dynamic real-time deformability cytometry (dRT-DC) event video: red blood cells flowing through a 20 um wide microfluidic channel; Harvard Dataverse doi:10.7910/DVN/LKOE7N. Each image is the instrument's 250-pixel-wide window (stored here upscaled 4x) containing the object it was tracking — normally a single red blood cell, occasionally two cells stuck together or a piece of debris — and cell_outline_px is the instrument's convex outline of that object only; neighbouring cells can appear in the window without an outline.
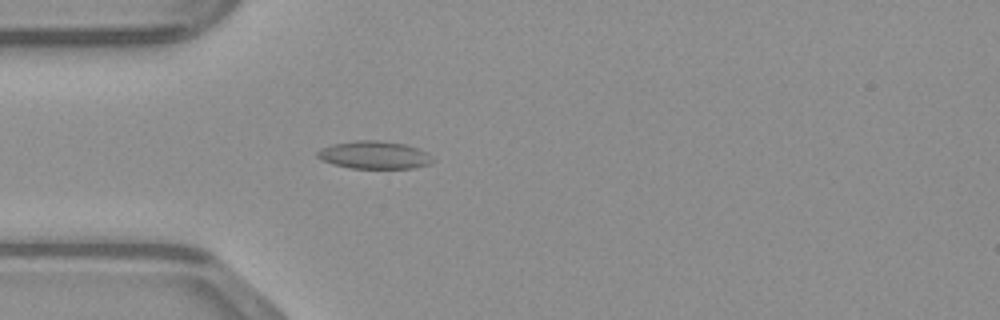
{"species": "common noctule bat (a hibernating species)", "species_latin": "Nyctalus noctula", "temperature_condition": "warm", "stored_images_in_passage": 38, "camera_frame_rate_fps": 3000, "um_per_image_px": 0.085, "animal": {"sex": "male", "body_mass_g": 23.1, "forearm_length_mm": 52.7}, "frame": {"image": 1, "passage_image": 3, "time_ms": 0.667, "image_size_px": [1000, 320], "cell_outline_px": [[432, 164], [416, 168], [352, 168], [332, 164], [320, 160], [316, 156], [316, 152], [320, 148], [332, 144], [356, 140], [380, 140], [404, 144], [428, 152], [432, 160]], "centroid_in_image_um": [31.78, 13.17], "position_along_channel_um": 53.2, "area_um2": 18.79}}
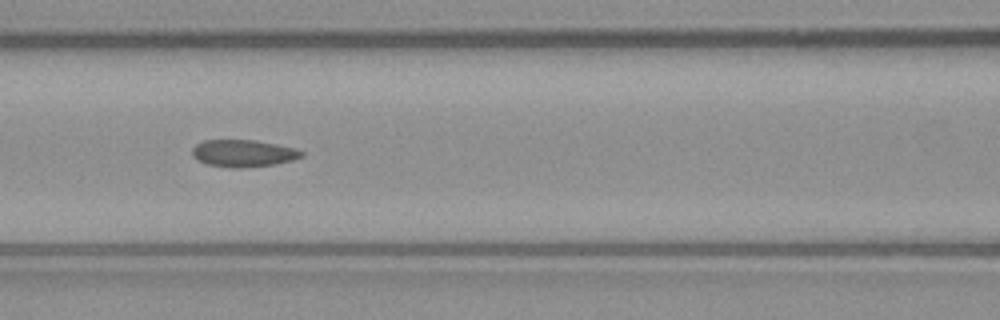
{"frame": {"image": 2, "passage_image": 10, "time_ms": 3.0, "image_size_px": [1000, 320], "cell_outline_px": [[304, 156], [292, 160], [276, 164], [240, 168], [236, 168], [208, 164], [196, 160], [192, 156], [192, 148], [196, 144], [204, 140], [256, 140], [296, 148], [304, 152]], "centroid_in_image_um": [20.69, 13.02], "position_along_channel_um": 145.9, "area_um2": 17.34}}
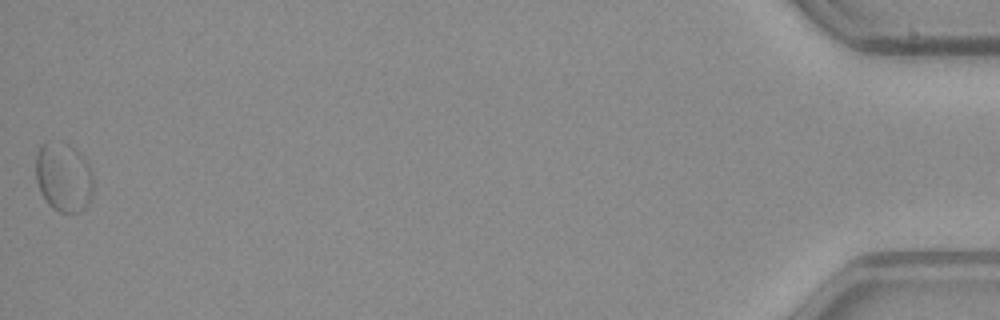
{"frame": {"image": 3, "passage_image": 38, "time_ms": 12.333, "image_size_px": [1000, 320], "cell_outline_px": [[92, 196], [84, 208], [80, 212], [60, 212], [52, 208], [48, 204], [40, 192], [36, 180], [36, 152], [40, 144], [44, 140], [68, 144], [80, 152], [88, 164], [92, 172]], "centroid_in_image_um": [5.38, 15.03], "position_along_channel_um": 429.8, "area_um2": 23.47}}